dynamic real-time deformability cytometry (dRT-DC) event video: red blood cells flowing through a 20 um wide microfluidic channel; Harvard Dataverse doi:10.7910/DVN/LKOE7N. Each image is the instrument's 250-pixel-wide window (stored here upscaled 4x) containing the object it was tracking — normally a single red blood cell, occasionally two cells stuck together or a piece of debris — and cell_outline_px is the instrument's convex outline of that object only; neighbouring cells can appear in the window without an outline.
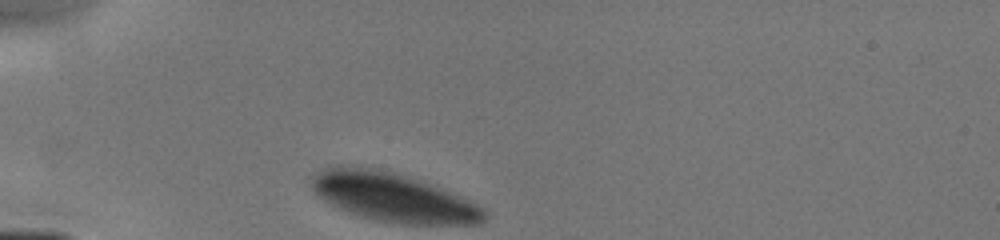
{"species": "human", "species_latin": "Homo sapiens", "temperature_condition": "cold", "stored_images_in_passage": 12, "camera_frame_rate_fps": 3000, "um_per_image_px": 0.085, "donor": {"sex": "male"}, "frame": {"image": 1, "passage_image": 1, "time_ms": 0.0, "image_size_px": [1000, 240], "cell_outline_px": [[488, 216], [480, 224], [392, 224], [372, 220], [356, 216], [324, 200], [308, 184], [312, 176], [324, 168], [332, 164], [344, 164], [376, 168], [396, 172], [452, 192], [484, 208], [488, 212]], "centroid_in_image_um": [33.37, 16.76], "position_along_channel_um": 51.6, "area_um2": 49.88}}
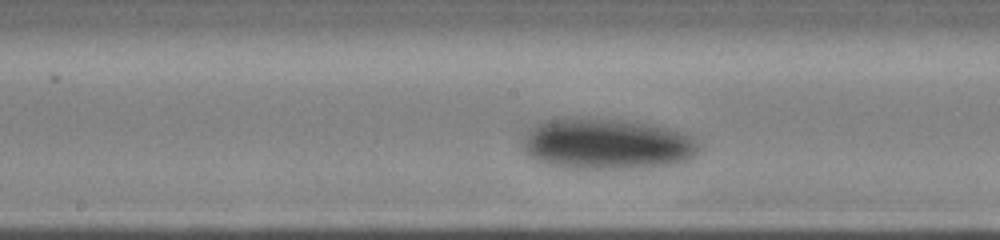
{"frame": {"image": 2, "passage_image": 8, "time_ms": 4.0, "image_size_px": [1000, 240], "cell_outline_px": [[700, 152], [696, 156], [688, 160], [676, 164], [648, 168], [560, 168], [544, 164], [528, 156], [524, 152], [520, 140], [524, 132], [528, 128], [544, 120], [564, 116], [588, 116], [636, 120], [684, 132], [692, 136], [700, 144]], "centroid_in_image_um": [51.55, 12.2], "position_along_channel_um": 196.7, "area_um2": 54.74}}
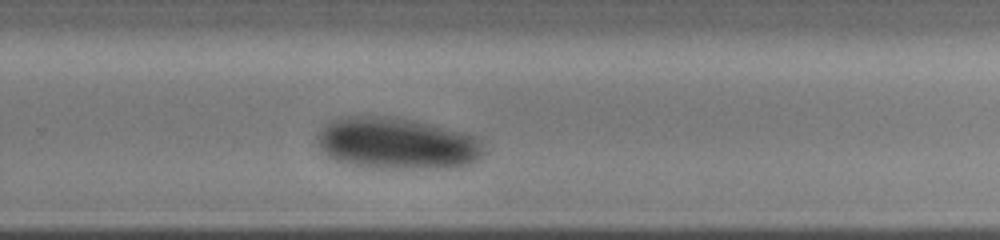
{"frame": {"image": 3, "passage_image": 12, "time_ms": 6.333, "image_size_px": [1000, 240], "cell_outline_px": [[484, 152], [476, 160], [468, 164], [456, 168], [360, 168], [332, 160], [320, 148], [316, 136], [324, 124], [340, 116], [396, 116], [464, 132], [480, 136], [484, 144]], "centroid_in_image_um": [33.73, 12.19], "position_along_channel_um": 296.1, "area_um2": 51.15}}